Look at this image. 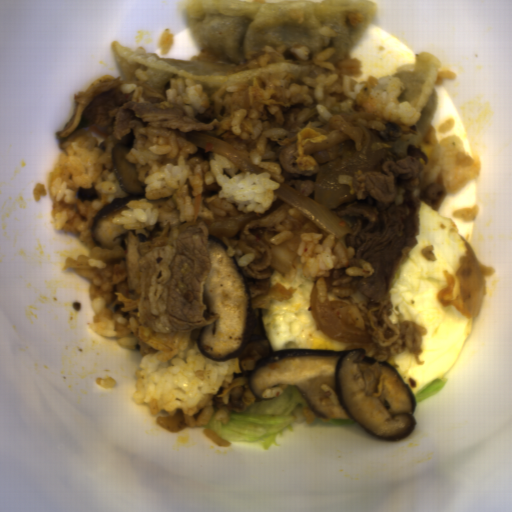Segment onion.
Wrapping results in <instances>:
<instances>
[{
	"label": "onion",
	"mask_w": 512,
	"mask_h": 512,
	"mask_svg": "<svg viewBox=\"0 0 512 512\" xmlns=\"http://www.w3.org/2000/svg\"><path fill=\"white\" fill-rule=\"evenodd\" d=\"M355 119L389 122L368 112L335 114L320 128H313L324 134L326 140L321 143L309 140L303 145L305 155L318 162L313 170L304 171L297 165V140L277 157L286 173L316 176L313 199L283 182L279 189L273 190L275 196L298 209L326 236L334 235L335 243L347 234H354V230L329 210L357 200L352 183L354 174L359 170L363 174L377 170L389 151L375 131Z\"/></svg>",
	"instance_id": "1"
},
{
	"label": "onion",
	"mask_w": 512,
	"mask_h": 512,
	"mask_svg": "<svg viewBox=\"0 0 512 512\" xmlns=\"http://www.w3.org/2000/svg\"><path fill=\"white\" fill-rule=\"evenodd\" d=\"M327 298L322 303L316 285L309 298L310 314L319 330L344 343L373 342L357 305Z\"/></svg>",
	"instance_id": "2"
},
{
	"label": "onion",
	"mask_w": 512,
	"mask_h": 512,
	"mask_svg": "<svg viewBox=\"0 0 512 512\" xmlns=\"http://www.w3.org/2000/svg\"><path fill=\"white\" fill-rule=\"evenodd\" d=\"M465 246L466 254L459 260L455 278L462 301L473 320L482 307L486 283L494 269L491 265L480 263L470 244L465 242Z\"/></svg>",
	"instance_id": "3"
},
{
	"label": "onion",
	"mask_w": 512,
	"mask_h": 512,
	"mask_svg": "<svg viewBox=\"0 0 512 512\" xmlns=\"http://www.w3.org/2000/svg\"><path fill=\"white\" fill-rule=\"evenodd\" d=\"M170 131H173L196 146L227 159L242 173L248 172L249 174L256 173L258 175L265 172L258 165H254L249 151L238 149L222 140L197 130L179 131L177 129Z\"/></svg>",
	"instance_id": "4"
},
{
	"label": "onion",
	"mask_w": 512,
	"mask_h": 512,
	"mask_svg": "<svg viewBox=\"0 0 512 512\" xmlns=\"http://www.w3.org/2000/svg\"><path fill=\"white\" fill-rule=\"evenodd\" d=\"M259 218L256 213L242 214L240 216H228L220 220H214L209 224V235L222 238H232L248 222Z\"/></svg>",
	"instance_id": "5"
}]
</instances>
